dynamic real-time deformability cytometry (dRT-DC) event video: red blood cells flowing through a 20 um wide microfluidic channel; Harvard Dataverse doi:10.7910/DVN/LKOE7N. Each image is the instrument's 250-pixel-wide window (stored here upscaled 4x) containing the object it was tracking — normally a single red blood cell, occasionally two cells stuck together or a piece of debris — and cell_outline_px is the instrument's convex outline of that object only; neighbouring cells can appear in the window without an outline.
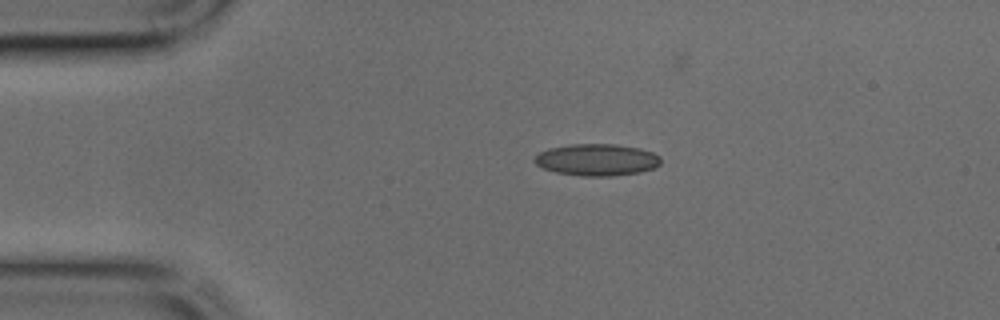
{"species": "common noctule bat (a hibernating species)", "species_latin": "Nyctalus noctula", "temperature_condition": "cold", "stored_images_in_passage": 36, "camera_frame_rate_fps": 3000, "um_per_image_px": 0.085, "animal": {"sex": "male", "body_mass_g": 17.9, "forearm_length_mm": 54.2}, "frame": {"image": 1, "passage_image": 1, "time_ms": 0.0, "image_size_px": [1000, 320], "cell_outline_px": [[660, 164], [656, 168], [640, 172], [612, 176], [580, 176], [556, 172], [544, 168], [536, 164], [532, 160], [540, 152], [548, 148], [572, 144], [616, 144], [640, 148], [652, 152], [660, 156]], "centroid_in_image_um": [50.75, 13.58], "position_along_channel_um": 34.3, "area_um2": 23.52}}
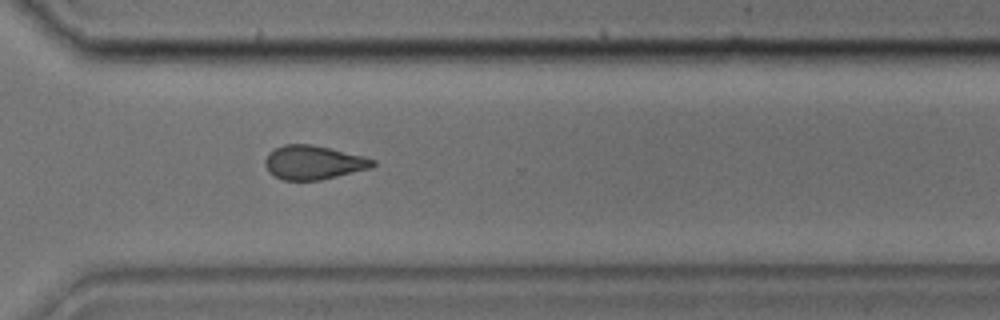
{"frame": {"image": 2, "passage_image": 24, "time_ms": 7.667, "image_size_px": [1000, 320], "cell_outline_px": [[376, 164], [372, 168], [320, 180], [284, 180], [268, 172], [264, 164], [264, 160], [268, 152], [284, 144], [312, 144], [364, 156], [376, 160]], "centroid_in_image_um": [26.64, 13.81], "position_along_channel_um": 344.0, "area_um2": 21.39}}
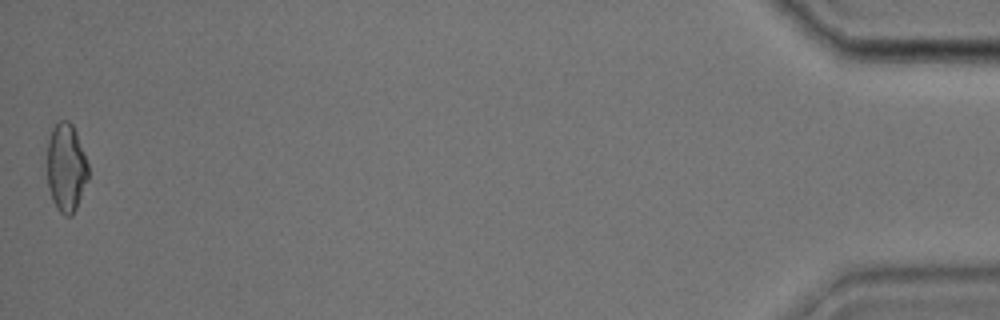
{"frame": {"image": 3, "passage_image": 36, "time_ms": 11.667, "image_size_px": [1000, 320], "cell_outline_px": [[88, 180], [76, 208], [72, 216], [64, 216], [56, 208], [52, 200], [48, 188], [48, 140], [52, 128], [60, 120], [68, 120], [72, 124], [76, 132], [88, 164]], "centroid_in_image_um": [5.62, 14.27], "position_along_channel_um": 429.6, "area_um2": 21.15}}